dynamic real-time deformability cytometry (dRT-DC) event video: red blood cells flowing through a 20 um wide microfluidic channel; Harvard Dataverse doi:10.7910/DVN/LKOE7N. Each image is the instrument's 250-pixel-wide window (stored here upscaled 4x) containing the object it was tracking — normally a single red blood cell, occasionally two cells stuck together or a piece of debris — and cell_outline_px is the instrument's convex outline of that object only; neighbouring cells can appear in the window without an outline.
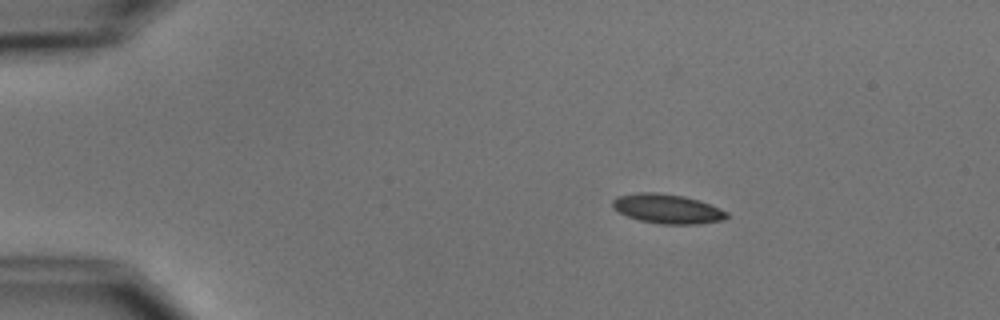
{"species": "common noctule bat (a hibernating species)", "species_latin": "Nyctalus noctula", "temperature_condition": "cold", "stored_images_in_passage": 2, "camera_frame_rate_fps": 3000, "um_per_image_px": 0.085, "animal": {"sex": "male", "body_mass_g": 15.6}, "frame": {"image": 1, "passage_image": 1, "time_ms": 0.0, "image_size_px": [1000, 320], "cell_outline_px": [[728, 216], [724, 220], [700, 224], [660, 224], [640, 220], [628, 216], [612, 208], [612, 200], [616, 196], [636, 192], [656, 192], [684, 196], [700, 200], [720, 208], [728, 212]], "centroid_in_image_um": [56.73, 17.74], "position_along_channel_um": 28.3, "area_um2": 19.77}}